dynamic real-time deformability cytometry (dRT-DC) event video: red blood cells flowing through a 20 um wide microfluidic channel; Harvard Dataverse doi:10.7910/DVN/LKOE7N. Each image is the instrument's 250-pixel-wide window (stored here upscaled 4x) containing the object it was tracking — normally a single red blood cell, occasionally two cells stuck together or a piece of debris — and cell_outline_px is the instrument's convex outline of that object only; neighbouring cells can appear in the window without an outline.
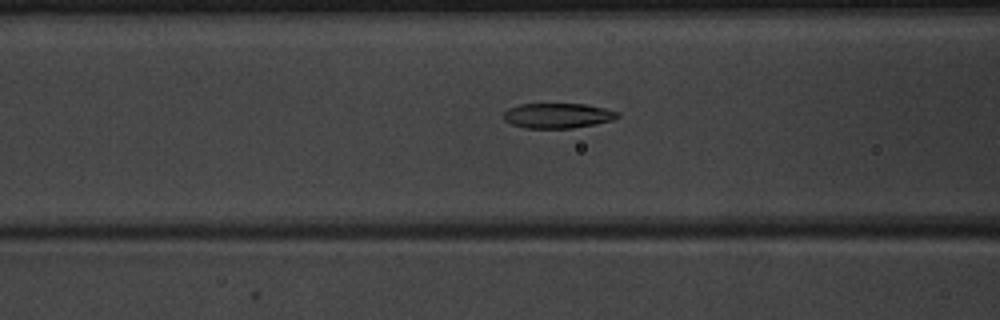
{"species": "common noctule bat (a hibernating species)", "species_latin": "Nyctalus noctula", "temperature_condition": "warm", "stored_images_in_passage": 43, "camera_frame_rate_fps": 3000, "um_per_image_px": 0.085, "animal": {"sex": "male", "body_mass_g": 20.1, "forearm_length_mm": 53.5}, "frame": {"image": 1, "passage_image": 13, "time_ms": 4.0, "image_size_px": [1000, 320], "cell_outline_px": [[620, 116], [612, 120], [596, 124], [572, 128], [524, 128], [512, 124], [504, 120], [504, 112], [508, 108], [520, 104], [584, 104], [604, 108], [620, 112]], "centroid_in_image_um": [47.41, 9.83], "position_along_channel_um": 119.2, "area_um2": 16.65}}
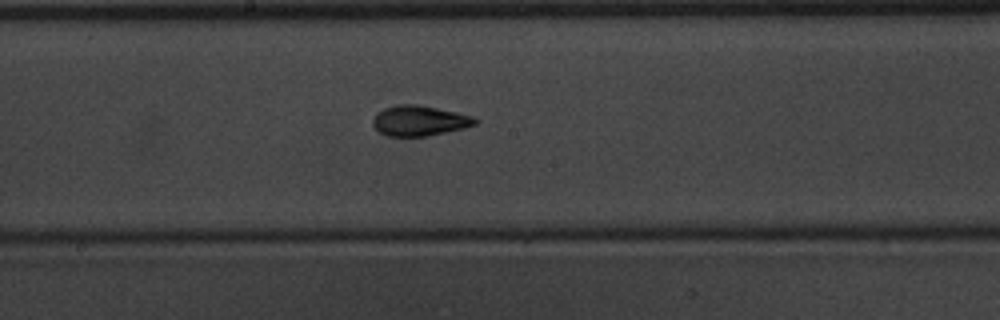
{"frame": {"image": 2, "passage_image": 20, "time_ms": 6.333, "image_size_px": [1000, 320], "cell_outline_px": [[480, 120], [476, 124], [464, 128], [428, 136], [388, 136], [380, 132], [372, 124], [372, 120], [376, 112], [384, 108], [396, 104], [416, 104], [456, 112], [472, 116]], "centroid_in_image_um": [35.64, 10.25], "position_along_channel_um": 212.6, "area_um2": 18.09}}
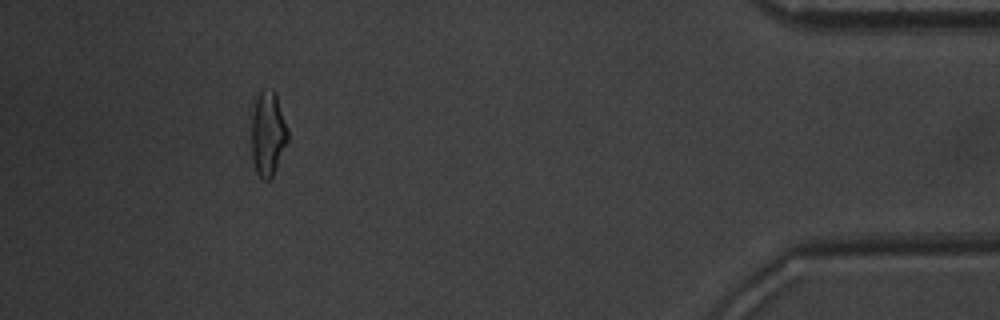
{"frame": {"image": 3, "passage_image": 39, "time_ms": 12.667, "image_size_px": [1000, 320], "cell_outline_px": [[288, 140], [272, 176], [268, 180], [264, 180], [256, 172], [252, 156], [252, 112], [260, 88], [272, 88], [276, 92], [288, 128]], "centroid_in_image_um": [22.78, 11.29], "position_along_channel_um": 412.4, "area_um2": 17.98}, "authors_computed_cell_mechanics": {"area_um2": 17.3978, "velocity_mm_per_s": 3.9914, "shape_relaxation_time_tau1_ms": 3.5622, "shape_relaxation_time_tau2_ms": 2.0309, "deformation_change_tau1": 0.1597, "deformation_change_tau2": 0.0884}}